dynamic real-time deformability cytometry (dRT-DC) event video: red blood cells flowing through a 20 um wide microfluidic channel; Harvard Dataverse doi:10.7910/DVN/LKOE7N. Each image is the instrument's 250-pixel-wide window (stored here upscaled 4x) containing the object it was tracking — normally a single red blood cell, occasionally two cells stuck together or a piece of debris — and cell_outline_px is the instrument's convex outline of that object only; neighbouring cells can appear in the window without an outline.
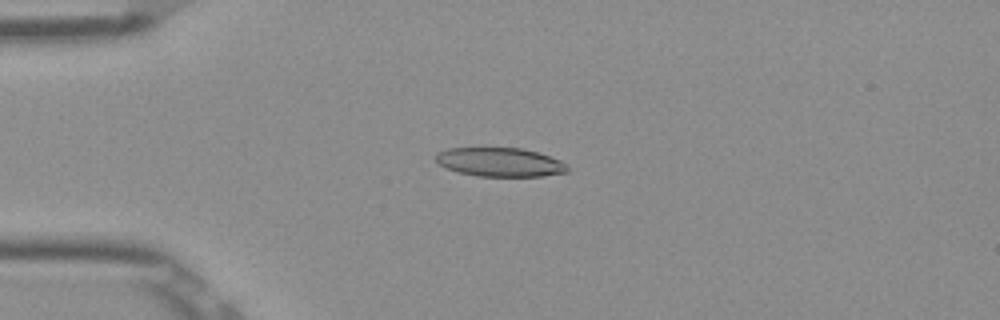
{"species": "Egyptian fruit bat (a non-hibernating species)", "species_latin": "Rousettus aegyptiacus", "temperature_condition": "room temperature", "stored_images_in_passage": 53, "camera_frame_rate_fps": 3000, "um_per_image_px": 0.085, "frame": {"image": 1, "passage_image": 14, "time_ms": 4.333, "image_size_px": [1000, 320], "cell_outline_px": [[568, 172], [544, 176], [476, 176], [460, 172], [448, 168], [440, 164], [436, 160], [436, 152], [448, 148], [520, 148], [536, 152], [560, 160], [568, 168]], "centroid_in_image_um": [42.49, 13.78], "position_along_channel_um": 42.5, "area_um2": 21.91}}
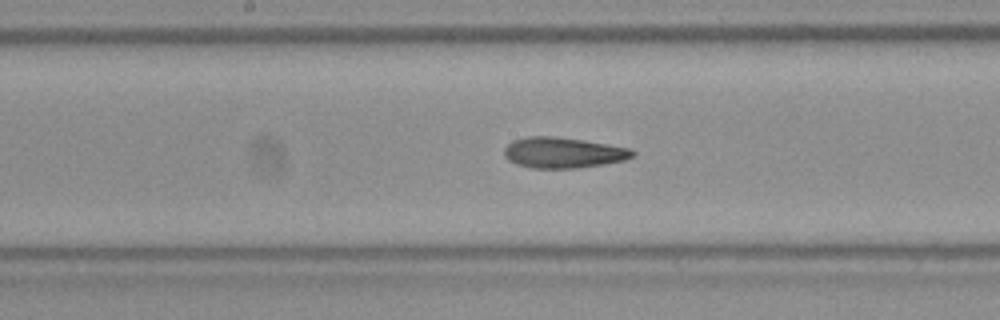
{"frame": {"image": 2, "passage_image": 28, "time_ms": 9.0, "image_size_px": [1000, 320], "cell_outline_px": [[636, 156], [624, 160], [604, 164], [576, 168], [532, 168], [516, 164], [508, 160], [504, 156], [504, 148], [512, 140], [528, 136], [556, 136], [584, 140], [632, 148], [636, 152]], "centroid_in_image_um": [47.88, 12.97], "position_along_channel_um": 200.3, "area_um2": 23.24}}
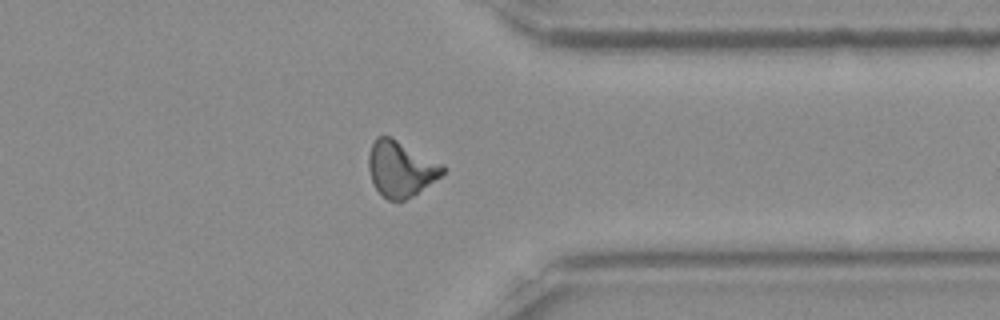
{"frame": {"image": 3, "passage_image": 42, "time_ms": 13.667, "image_size_px": [1000, 320], "cell_outline_px": [[448, 168], [440, 176], [412, 196], [404, 200], [388, 200], [376, 188], [372, 180], [368, 168], [368, 156], [372, 144], [376, 136], [388, 136], [444, 164]], "centroid_in_image_um": [34.06, 14.34], "position_along_channel_um": 377.3, "area_um2": 23.64}, "authors_computed_cell_mechanics": {"area_um2": 22.8888, "velocity_mm_per_s": 3.9069, "shape_relaxation_time_tau1_ms": null, "shape_relaxation_time_tau2_ms": 3.6354, "deformation_change_tau1": null, "deformation_change_tau2": 0.1162}}